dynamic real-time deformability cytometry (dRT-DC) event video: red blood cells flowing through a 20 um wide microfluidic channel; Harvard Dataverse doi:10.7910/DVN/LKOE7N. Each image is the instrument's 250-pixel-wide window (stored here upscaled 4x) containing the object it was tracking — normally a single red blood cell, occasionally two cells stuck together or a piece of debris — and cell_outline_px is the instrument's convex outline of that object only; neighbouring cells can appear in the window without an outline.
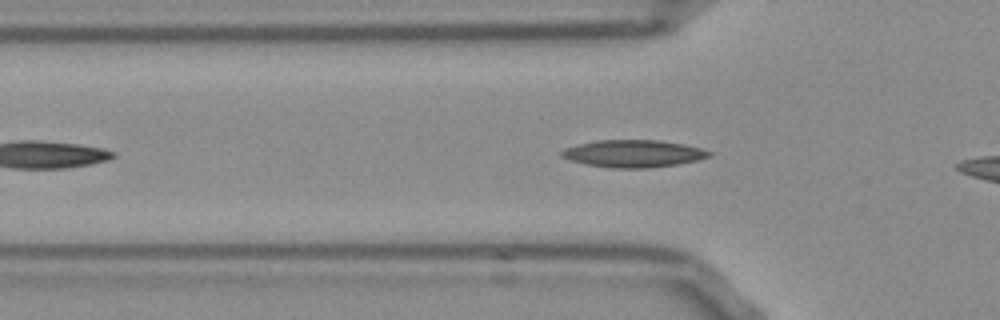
{"species": "Egyptian fruit bat (a non-hibernating species)", "species_latin": "Rousettus aegyptiacus", "temperature_condition": "room temperature", "stored_images_in_passage": 10, "camera_frame_rate_fps": 3000, "um_per_image_px": 0.085, "frame": {"image": 1, "passage_image": 7, "time_ms": 2.0, "image_size_px": [1000, 320], "cell_outline_px": [[712, 156], [696, 160], [676, 164], [648, 168], [612, 168], [588, 164], [572, 160], [560, 156], [560, 152], [564, 148], [596, 140], [660, 140], [684, 144], [700, 148], [712, 152]], "centroid_in_image_um": [53.85, 13.05], "position_along_channel_um": 72.0, "area_um2": 23.29}}